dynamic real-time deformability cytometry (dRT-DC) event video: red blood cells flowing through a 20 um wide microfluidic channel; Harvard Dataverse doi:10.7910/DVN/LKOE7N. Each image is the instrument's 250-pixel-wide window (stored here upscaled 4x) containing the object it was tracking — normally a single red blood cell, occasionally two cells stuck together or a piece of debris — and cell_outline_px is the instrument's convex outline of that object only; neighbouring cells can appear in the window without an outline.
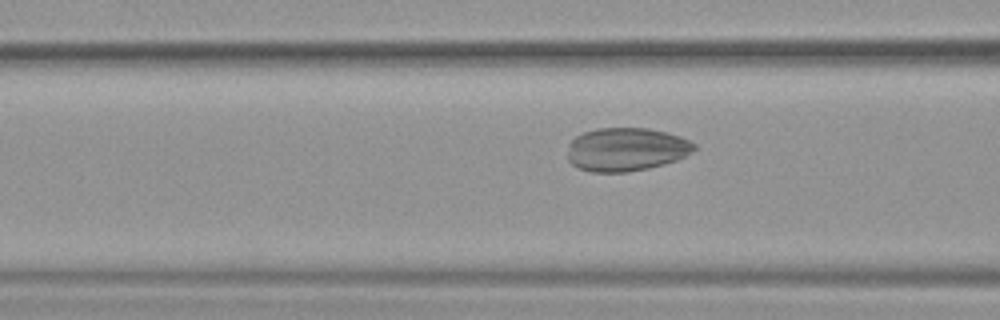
{"species": "common noctule bat (a hibernating species)", "species_latin": "Nyctalus noctula", "temperature_condition": "warm", "stored_images_in_passage": 17, "camera_frame_rate_fps": 3000, "um_per_image_px": 0.085, "animal": {"sex": "female", "body_mass_g": 19.9}, "frame": {"image": 1, "passage_image": 15, "time_ms": 4.667, "image_size_px": [1000, 320], "cell_outline_px": [[696, 148], [692, 152], [676, 160], [664, 164], [648, 168], [628, 172], [592, 172], [580, 168], [572, 164], [568, 160], [568, 144], [576, 136], [584, 132], [596, 128], [648, 128], [668, 132], [680, 136], [696, 144]], "centroid_in_image_um": [53.23, 12.69], "position_along_channel_um": 113.4, "area_um2": 32.14}}